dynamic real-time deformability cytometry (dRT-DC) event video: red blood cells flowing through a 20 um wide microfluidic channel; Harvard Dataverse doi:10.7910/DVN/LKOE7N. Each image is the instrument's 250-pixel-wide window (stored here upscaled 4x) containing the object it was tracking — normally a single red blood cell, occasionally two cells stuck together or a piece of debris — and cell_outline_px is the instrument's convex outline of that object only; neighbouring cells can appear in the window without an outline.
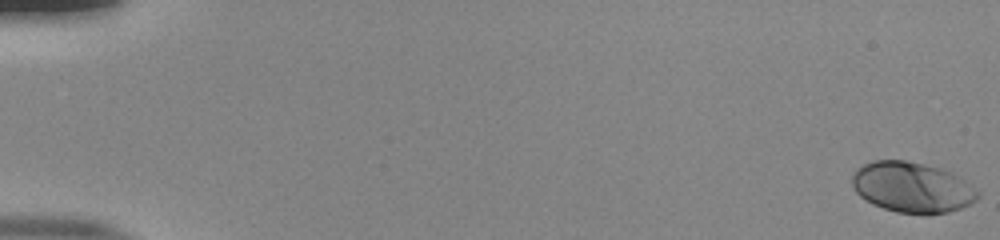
{"species": "human", "species_latin": "Homo sapiens", "temperature_condition": "room temperature", "stored_images_in_passage": 54, "camera_frame_rate_fps": 3000, "um_per_image_px": 0.085, "donor": {"sex": "male"}, "frame": {"image": 1, "passage_image": 1, "time_ms": 0.0, "image_size_px": [1000, 240], "cell_outline_px": [[980, 196], [976, 200], [960, 208], [948, 212], [924, 216], [896, 212], [872, 204], [860, 196], [856, 192], [852, 184], [852, 172], [856, 168], [872, 160], [904, 160], [924, 164], [940, 168], [952, 172], [964, 180], [980, 192]], "centroid_in_image_um": [77.52, 15.93], "position_along_channel_um": 7.5, "area_um2": 37.4}}
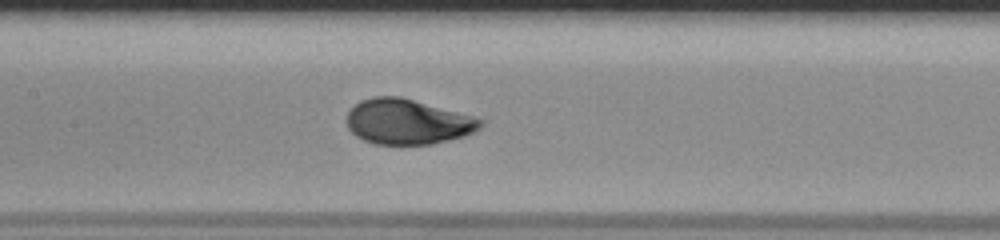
{"frame": {"image": 2, "passage_image": 28, "time_ms": 9.0, "image_size_px": [1000, 240], "cell_outline_px": [[484, 124], [480, 128], [464, 136], [432, 144], [372, 144], [356, 136], [348, 128], [344, 120], [348, 112], [360, 100], [372, 96], [400, 96], [472, 116], [484, 120]], "centroid_in_image_um": [34.6, 10.35], "position_along_channel_um": 172.8, "area_um2": 35.26}}
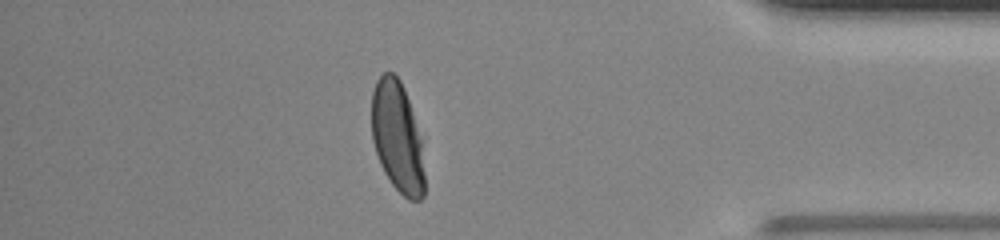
{"frame": {"image": 3, "passage_image": 48, "time_ms": 15.667, "image_size_px": [1000, 240], "cell_outline_px": [[424, 196], [420, 200], [408, 200], [392, 184], [384, 172], [380, 164], [372, 140], [372, 92], [376, 80], [384, 72], [392, 72], [400, 80], [404, 88], [412, 112], [420, 140], [424, 172]], "centroid_in_image_um": [33.75, 11.66], "position_along_channel_um": 401.4, "area_um2": 33.76}, "authors_computed_cell_mechanics": {"area_um2": 35.836, "velocity_mm_per_s": 3.8764, "shape_relaxation_time_tau1_ms": 3.2889, "shape_relaxation_time_tau2_ms": null, "deformation_change_tau1": 0.1839, "deformation_change_tau2": null}}